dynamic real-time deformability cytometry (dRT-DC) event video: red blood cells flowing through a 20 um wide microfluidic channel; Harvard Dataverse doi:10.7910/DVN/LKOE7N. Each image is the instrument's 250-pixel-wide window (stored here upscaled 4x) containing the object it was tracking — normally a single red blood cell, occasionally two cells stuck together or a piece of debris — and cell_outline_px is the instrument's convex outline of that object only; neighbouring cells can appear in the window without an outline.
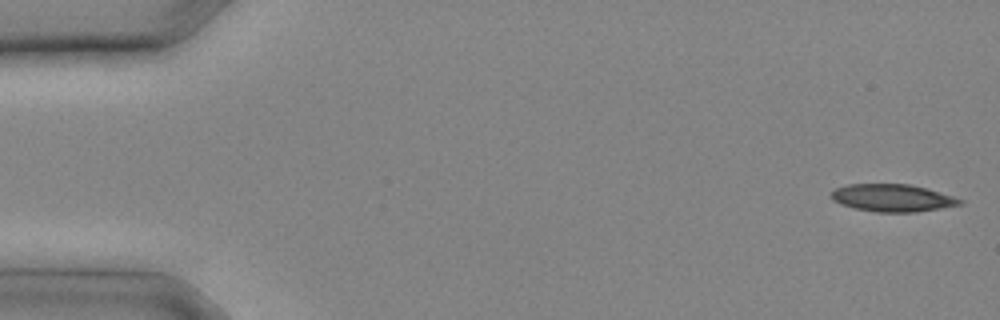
{"species": "common noctule bat (a hibernating species)", "species_latin": "Nyctalus noctula", "temperature_condition": "cold", "stored_images_in_passage": 11, "camera_frame_rate_fps": 3000, "um_per_image_px": 0.085, "animal": {"sex": "male", "body_mass_g": 20.4}, "frame": {"image": 1, "passage_image": 1, "time_ms": 0.0, "image_size_px": [1000, 320], "cell_outline_px": [[964, 204], [916, 212], [876, 212], [856, 208], [840, 204], [832, 200], [832, 192], [836, 188], [848, 184], [908, 184], [924, 188], [952, 196], [964, 200]], "centroid_in_image_um": [75.86, 16.83], "position_along_channel_um": 9.1, "area_um2": 20.35}}
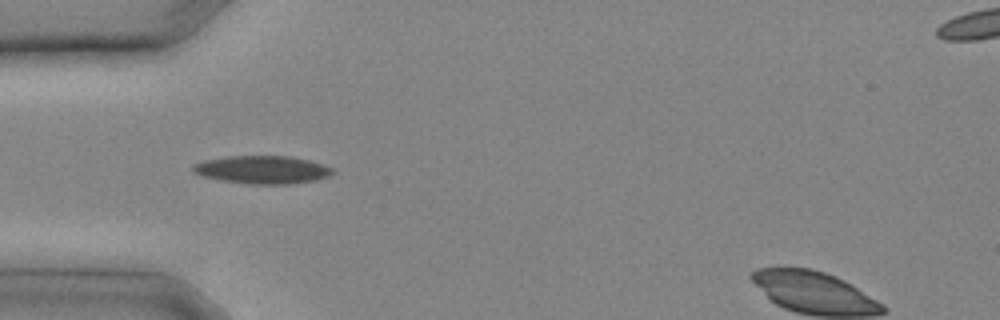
{"frame": {"image": 2, "passage_image": 8, "time_ms": 2.333, "image_size_px": [1000, 320], "cell_outline_px": [[336, 172], [328, 176], [316, 180], [288, 184], [248, 184], [224, 180], [204, 176], [192, 172], [192, 164], [204, 160], [228, 156], [292, 156], [308, 160], [332, 168]], "centroid_in_image_um": [22.29, 14.42], "position_along_channel_um": 62.7, "area_um2": 22.66}}
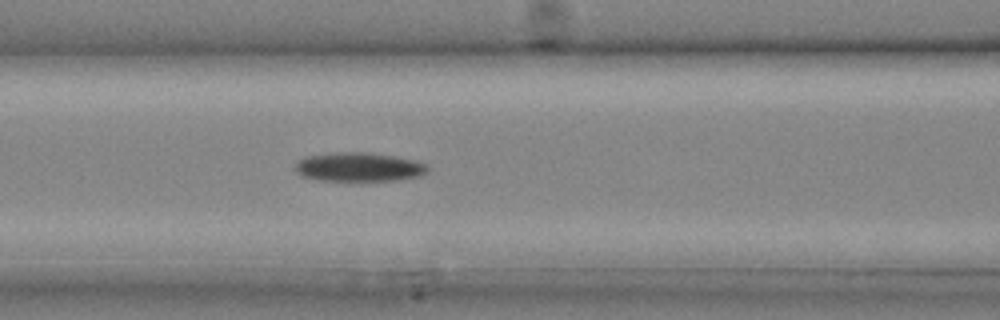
{"frame": {"image": 3, "passage_image": 11, "time_ms": 3.333, "image_size_px": [1000, 320], "cell_outline_px": [[428, 172], [420, 176], [400, 180], [316, 180], [300, 176], [292, 168], [296, 160], [304, 156], [336, 152], [364, 152], [396, 156], [416, 160], [428, 164]], "centroid_in_image_um": [30.46, 14.19], "position_along_channel_um": 136.1, "area_um2": 22.83}}